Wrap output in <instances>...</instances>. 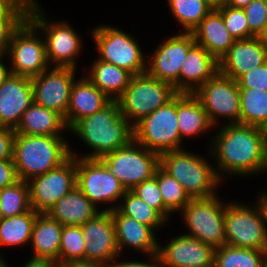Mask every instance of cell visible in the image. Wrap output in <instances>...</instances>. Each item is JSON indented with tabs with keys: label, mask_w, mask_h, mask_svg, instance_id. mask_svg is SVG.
Wrapping results in <instances>:
<instances>
[{
	"label": "cell",
	"mask_w": 267,
	"mask_h": 267,
	"mask_svg": "<svg viewBox=\"0 0 267 267\" xmlns=\"http://www.w3.org/2000/svg\"><path fill=\"white\" fill-rule=\"evenodd\" d=\"M14 138V129L0 127V161L13 158Z\"/></svg>",
	"instance_id": "f6af8a7d"
},
{
	"label": "cell",
	"mask_w": 267,
	"mask_h": 267,
	"mask_svg": "<svg viewBox=\"0 0 267 267\" xmlns=\"http://www.w3.org/2000/svg\"><path fill=\"white\" fill-rule=\"evenodd\" d=\"M102 160L126 190L152 178L160 165V156L134 139L126 146L106 154Z\"/></svg>",
	"instance_id": "52a82bcc"
},
{
	"label": "cell",
	"mask_w": 267,
	"mask_h": 267,
	"mask_svg": "<svg viewBox=\"0 0 267 267\" xmlns=\"http://www.w3.org/2000/svg\"><path fill=\"white\" fill-rule=\"evenodd\" d=\"M264 192L256 204L262 215L263 223L267 224V193ZM265 194V195H264Z\"/></svg>",
	"instance_id": "681fc988"
},
{
	"label": "cell",
	"mask_w": 267,
	"mask_h": 267,
	"mask_svg": "<svg viewBox=\"0 0 267 267\" xmlns=\"http://www.w3.org/2000/svg\"><path fill=\"white\" fill-rule=\"evenodd\" d=\"M70 146L61 136L15 133L13 161L18 179L29 181L55 169L70 157Z\"/></svg>",
	"instance_id": "3957f363"
},
{
	"label": "cell",
	"mask_w": 267,
	"mask_h": 267,
	"mask_svg": "<svg viewBox=\"0 0 267 267\" xmlns=\"http://www.w3.org/2000/svg\"><path fill=\"white\" fill-rule=\"evenodd\" d=\"M221 13L225 27L235 40L250 38V29L247 17L242 8L225 5L218 9Z\"/></svg>",
	"instance_id": "f35d334b"
},
{
	"label": "cell",
	"mask_w": 267,
	"mask_h": 267,
	"mask_svg": "<svg viewBox=\"0 0 267 267\" xmlns=\"http://www.w3.org/2000/svg\"><path fill=\"white\" fill-rule=\"evenodd\" d=\"M211 10H218L226 5L227 0H204Z\"/></svg>",
	"instance_id": "f5cc1de1"
},
{
	"label": "cell",
	"mask_w": 267,
	"mask_h": 267,
	"mask_svg": "<svg viewBox=\"0 0 267 267\" xmlns=\"http://www.w3.org/2000/svg\"><path fill=\"white\" fill-rule=\"evenodd\" d=\"M218 71V61L204 47L195 43L181 67L180 93L194 94Z\"/></svg>",
	"instance_id": "7402d4cb"
},
{
	"label": "cell",
	"mask_w": 267,
	"mask_h": 267,
	"mask_svg": "<svg viewBox=\"0 0 267 267\" xmlns=\"http://www.w3.org/2000/svg\"><path fill=\"white\" fill-rule=\"evenodd\" d=\"M224 226L226 245L261 251L267 242V228L257 206L225 205Z\"/></svg>",
	"instance_id": "8fae6325"
},
{
	"label": "cell",
	"mask_w": 267,
	"mask_h": 267,
	"mask_svg": "<svg viewBox=\"0 0 267 267\" xmlns=\"http://www.w3.org/2000/svg\"><path fill=\"white\" fill-rule=\"evenodd\" d=\"M260 38L263 40V43L267 46V27Z\"/></svg>",
	"instance_id": "9f6ffc18"
},
{
	"label": "cell",
	"mask_w": 267,
	"mask_h": 267,
	"mask_svg": "<svg viewBox=\"0 0 267 267\" xmlns=\"http://www.w3.org/2000/svg\"><path fill=\"white\" fill-rule=\"evenodd\" d=\"M168 3L173 16L182 25L185 33H192L211 11L204 0H168Z\"/></svg>",
	"instance_id": "d590c367"
},
{
	"label": "cell",
	"mask_w": 267,
	"mask_h": 267,
	"mask_svg": "<svg viewBox=\"0 0 267 267\" xmlns=\"http://www.w3.org/2000/svg\"><path fill=\"white\" fill-rule=\"evenodd\" d=\"M76 186L96 206L115 202L127 191L102 159L76 157Z\"/></svg>",
	"instance_id": "5bb4252c"
},
{
	"label": "cell",
	"mask_w": 267,
	"mask_h": 267,
	"mask_svg": "<svg viewBox=\"0 0 267 267\" xmlns=\"http://www.w3.org/2000/svg\"><path fill=\"white\" fill-rule=\"evenodd\" d=\"M36 1L33 0L28 10V19L45 31L46 56L48 63H56L55 67L75 69V57L79 53L81 41L78 35L66 22L47 24Z\"/></svg>",
	"instance_id": "7c38bea8"
},
{
	"label": "cell",
	"mask_w": 267,
	"mask_h": 267,
	"mask_svg": "<svg viewBox=\"0 0 267 267\" xmlns=\"http://www.w3.org/2000/svg\"><path fill=\"white\" fill-rule=\"evenodd\" d=\"M85 243V262L112 264L119 256L115 224L110 211H100L81 226ZM111 261V262H110Z\"/></svg>",
	"instance_id": "ac0fdd59"
},
{
	"label": "cell",
	"mask_w": 267,
	"mask_h": 267,
	"mask_svg": "<svg viewBox=\"0 0 267 267\" xmlns=\"http://www.w3.org/2000/svg\"><path fill=\"white\" fill-rule=\"evenodd\" d=\"M195 44L192 33H181L160 44L152 55L147 73L170 83L180 93V71L189 49Z\"/></svg>",
	"instance_id": "2e32d148"
},
{
	"label": "cell",
	"mask_w": 267,
	"mask_h": 267,
	"mask_svg": "<svg viewBox=\"0 0 267 267\" xmlns=\"http://www.w3.org/2000/svg\"><path fill=\"white\" fill-rule=\"evenodd\" d=\"M0 267H8L2 257H0Z\"/></svg>",
	"instance_id": "6f0895ef"
},
{
	"label": "cell",
	"mask_w": 267,
	"mask_h": 267,
	"mask_svg": "<svg viewBox=\"0 0 267 267\" xmlns=\"http://www.w3.org/2000/svg\"><path fill=\"white\" fill-rule=\"evenodd\" d=\"M250 29V38L261 37L267 27V2L253 0L243 8Z\"/></svg>",
	"instance_id": "60d3db41"
},
{
	"label": "cell",
	"mask_w": 267,
	"mask_h": 267,
	"mask_svg": "<svg viewBox=\"0 0 267 267\" xmlns=\"http://www.w3.org/2000/svg\"><path fill=\"white\" fill-rule=\"evenodd\" d=\"M36 29L27 18L14 32L7 53L12 60L13 75L31 78L48 68L45 40L37 37Z\"/></svg>",
	"instance_id": "4fadbf2b"
},
{
	"label": "cell",
	"mask_w": 267,
	"mask_h": 267,
	"mask_svg": "<svg viewBox=\"0 0 267 267\" xmlns=\"http://www.w3.org/2000/svg\"><path fill=\"white\" fill-rule=\"evenodd\" d=\"M33 102L31 78L12 74L0 85V127L15 130Z\"/></svg>",
	"instance_id": "ffe728a7"
},
{
	"label": "cell",
	"mask_w": 267,
	"mask_h": 267,
	"mask_svg": "<svg viewBox=\"0 0 267 267\" xmlns=\"http://www.w3.org/2000/svg\"><path fill=\"white\" fill-rule=\"evenodd\" d=\"M33 0H0V16H28Z\"/></svg>",
	"instance_id": "ee69618b"
},
{
	"label": "cell",
	"mask_w": 267,
	"mask_h": 267,
	"mask_svg": "<svg viewBox=\"0 0 267 267\" xmlns=\"http://www.w3.org/2000/svg\"><path fill=\"white\" fill-rule=\"evenodd\" d=\"M63 225L47 213H39L33 225L30 242L34 258H47L59 266L60 241Z\"/></svg>",
	"instance_id": "4316f807"
},
{
	"label": "cell",
	"mask_w": 267,
	"mask_h": 267,
	"mask_svg": "<svg viewBox=\"0 0 267 267\" xmlns=\"http://www.w3.org/2000/svg\"><path fill=\"white\" fill-rule=\"evenodd\" d=\"M92 33L100 53L99 60L124 68L132 75L146 73V59L131 35L110 26L97 27Z\"/></svg>",
	"instance_id": "9c48e42d"
},
{
	"label": "cell",
	"mask_w": 267,
	"mask_h": 267,
	"mask_svg": "<svg viewBox=\"0 0 267 267\" xmlns=\"http://www.w3.org/2000/svg\"><path fill=\"white\" fill-rule=\"evenodd\" d=\"M2 57L4 58V56H0V85L12 75L11 69H7L6 66H4L5 64L2 63Z\"/></svg>",
	"instance_id": "816d5d0a"
},
{
	"label": "cell",
	"mask_w": 267,
	"mask_h": 267,
	"mask_svg": "<svg viewBox=\"0 0 267 267\" xmlns=\"http://www.w3.org/2000/svg\"><path fill=\"white\" fill-rule=\"evenodd\" d=\"M194 95L213 125L217 122V116L228 117L231 124L240 123V90L234 79L218 71Z\"/></svg>",
	"instance_id": "9a60e30c"
},
{
	"label": "cell",
	"mask_w": 267,
	"mask_h": 267,
	"mask_svg": "<svg viewBox=\"0 0 267 267\" xmlns=\"http://www.w3.org/2000/svg\"><path fill=\"white\" fill-rule=\"evenodd\" d=\"M154 177L158 181L164 206L170 212L179 211V209L181 211L190 202L191 198L181 184L160 165L156 169Z\"/></svg>",
	"instance_id": "74e56055"
},
{
	"label": "cell",
	"mask_w": 267,
	"mask_h": 267,
	"mask_svg": "<svg viewBox=\"0 0 267 267\" xmlns=\"http://www.w3.org/2000/svg\"><path fill=\"white\" fill-rule=\"evenodd\" d=\"M0 209L3 217H10L29 212L31 208L29 185L18 180L0 190Z\"/></svg>",
	"instance_id": "e575fe53"
},
{
	"label": "cell",
	"mask_w": 267,
	"mask_h": 267,
	"mask_svg": "<svg viewBox=\"0 0 267 267\" xmlns=\"http://www.w3.org/2000/svg\"><path fill=\"white\" fill-rule=\"evenodd\" d=\"M131 191L149 206L156 209L166 220L170 211L164 206L157 179L152 178L135 185Z\"/></svg>",
	"instance_id": "ab89813d"
},
{
	"label": "cell",
	"mask_w": 267,
	"mask_h": 267,
	"mask_svg": "<svg viewBox=\"0 0 267 267\" xmlns=\"http://www.w3.org/2000/svg\"><path fill=\"white\" fill-rule=\"evenodd\" d=\"M64 128L68 127L61 114L33 102L14 131L24 135L60 136Z\"/></svg>",
	"instance_id": "83f0119b"
},
{
	"label": "cell",
	"mask_w": 267,
	"mask_h": 267,
	"mask_svg": "<svg viewBox=\"0 0 267 267\" xmlns=\"http://www.w3.org/2000/svg\"><path fill=\"white\" fill-rule=\"evenodd\" d=\"M192 34L195 43L204 47L218 62L235 42L227 31L218 10H211L192 31Z\"/></svg>",
	"instance_id": "d4e9b609"
},
{
	"label": "cell",
	"mask_w": 267,
	"mask_h": 267,
	"mask_svg": "<svg viewBox=\"0 0 267 267\" xmlns=\"http://www.w3.org/2000/svg\"><path fill=\"white\" fill-rule=\"evenodd\" d=\"M4 217H3V215H2V211H1V209H0V221L3 219Z\"/></svg>",
	"instance_id": "680465c9"
},
{
	"label": "cell",
	"mask_w": 267,
	"mask_h": 267,
	"mask_svg": "<svg viewBox=\"0 0 267 267\" xmlns=\"http://www.w3.org/2000/svg\"><path fill=\"white\" fill-rule=\"evenodd\" d=\"M215 249L187 235H180L166 247L159 245L157 257L161 267H208L214 262Z\"/></svg>",
	"instance_id": "d6986e66"
},
{
	"label": "cell",
	"mask_w": 267,
	"mask_h": 267,
	"mask_svg": "<svg viewBox=\"0 0 267 267\" xmlns=\"http://www.w3.org/2000/svg\"><path fill=\"white\" fill-rule=\"evenodd\" d=\"M111 101L87 78L74 82L71 87L68 111L64 117L67 127L70 129L77 121L100 111Z\"/></svg>",
	"instance_id": "603a6c76"
},
{
	"label": "cell",
	"mask_w": 267,
	"mask_h": 267,
	"mask_svg": "<svg viewBox=\"0 0 267 267\" xmlns=\"http://www.w3.org/2000/svg\"><path fill=\"white\" fill-rule=\"evenodd\" d=\"M66 267H112V264L94 263V262H73Z\"/></svg>",
	"instance_id": "f907efd6"
},
{
	"label": "cell",
	"mask_w": 267,
	"mask_h": 267,
	"mask_svg": "<svg viewBox=\"0 0 267 267\" xmlns=\"http://www.w3.org/2000/svg\"><path fill=\"white\" fill-rule=\"evenodd\" d=\"M215 267H263L262 253L251 248L223 245L214 251Z\"/></svg>",
	"instance_id": "836d02e7"
},
{
	"label": "cell",
	"mask_w": 267,
	"mask_h": 267,
	"mask_svg": "<svg viewBox=\"0 0 267 267\" xmlns=\"http://www.w3.org/2000/svg\"><path fill=\"white\" fill-rule=\"evenodd\" d=\"M131 76L126 69L98 59L86 78L112 101H117L127 88Z\"/></svg>",
	"instance_id": "f546056e"
},
{
	"label": "cell",
	"mask_w": 267,
	"mask_h": 267,
	"mask_svg": "<svg viewBox=\"0 0 267 267\" xmlns=\"http://www.w3.org/2000/svg\"><path fill=\"white\" fill-rule=\"evenodd\" d=\"M152 260H154L153 262L155 263H142V262H121V263H112V267H161L159 259L157 257V255L155 256H151Z\"/></svg>",
	"instance_id": "7dc6e473"
},
{
	"label": "cell",
	"mask_w": 267,
	"mask_h": 267,
	"mask_svg": "<svg viewBox=\"0 0 267 267\" xmlns=\"http://www.w3.org/2000/svg\"><path fill=\"white\" fill-rule=\"evenodd\" d=\"M237 82L239 88H255L267 91V62L245 73Z\"/></svg>",
	"instance_id": "7bdbcfd3"
},
{
	"label": "cell",
	"mask_w": 267,
	"mask_h": 267,
	"mask_svg": "<svg viewBox=\"0 0 267 267\" xmlns=\"http://www.w3.org/2000/svg\"><path fill=\"white\" fill-rule=\"evenodd\" d=\"M177 95L133 126V139L158 154L180 150Z\"/></svg>",
	"instance_id": "8992f818"
},
{
	"label": "cell",
	"mask_w": 267,
	"mask_h": 267,
	"mask_svg": "<svg viewBox=\"0 0 267 267\" xmlns=\"http://www.w3.org/2000/svg\"><path fill=\"white\" fill-rule=\"evenodd\" d=\"M110 213L115 224L119 252L126 245L144 251L150 256L158 254L159 244L155 240L152 228L136 221L134 218L122 215L116 208L111 210Z\"/></svg>",
	"instance_id": "cb8c5ba5"
},
{
	"label": "cell",
	"mask_w": 267,
	"mask_h": 267,
	"mask_svg": "<svg viewBox=\"0 0 267 267\" xmlns=\"http://www.w3.org/2000/svg\"><path fill=\"white\" fill-rule=\"evenodd\" d=\"M18 180L13 159L0 161V190Z\"/></svg>",
	"instance_id": "bcb514c9"
},
{
	"label": "cell",
	"mask_w": 267,
	"mask_h": 267,
	"mask_svg": "<svg viewBox=\"0 0 267 267\" xmlns=\"http://www.w3.org/2000/svg\"><path fill=\"white\" fill-rule=\"evenodd\" d=\"M225 205L219 201L217 195L191 199L182 209L185 223L191 233L185 235L197 238L214 249L226 245Z\"/></svg>",
	"instance_id": "ba28073f"
},
{
	"label": "cell",
	"mask_w": 267,
	"mask_h": 267,
	"mask_svg": "<svg viewBox=\"0 0 267 267\" xmlns=\"http://www.w3.org/2000/svg\"><path fill=\"white\" fill-rule=\"evenodd\" d=\"M31 77L34 103L65 117L74 83L75 69L54 67Z\"/></svg>",
	"instance_id": "e0dca14e"
},
{
	"label": "cell",
	"mask_w": 267,
	"mask_h": 267,
	"mask_svg": "<svg viewBox=\"0 0 267 267\" xmlns=\"http://www.w3.org/2000/svg\"><path fill=\"white\" fill-rule=\"evenodd\" d=\"M212 154L218 156L223 173H256L267 166V131L247 124L230 122L215 138Z\"/></svg>",
	"instance_id": "6da1fadb"
},
{
	"label": "cell",
	"mask_w": 267,
	"mask_h": 267,
	"mask_svg": "<svg viewBox=\"0 0 267 267\" xmlns=\"http://www.w3.org/2000/svg\"><path fill=\"white\" fill-rule=\"evenodd\" d=\"M251 1L253 0H227L226 5L243 9L248 6Z\"/></svg>",
	"instance_id": "db71d44e"
},
{
	"label": "cell",
	"mask_w": 267,
	"mask_h": 267,
	"mask_svg": "<svg viewBox=\"0 0 267 267\" xmlns=\"http://www.w3.org/2000/svg\"><path fill=\"white\" fill-rule=\"evenodd\" d=\"M261 253H262V265L263 267H267V242L261 249Z\"/></svg>",
	"instance_id": "11a10c76"
},
{
	"label": "cell",
	"mask_w": 267,
	"mask_h": 267,
	"mask_svg": "<svg viewBox=\"0 0 267 267\" xmlns=\"http://www.w3.org/2000/svg\"><path fill=\"white\" fill-rule=\"evenodd\" d=\"M98 213L97 207L76 186L58 200L47 214L63 226H82Z\"/></svg>",
	"instance_id": "484cf974"
},
{
	"label": "cell",
	"mask_w": 267,
	"mask_h": 267,
	"mask_svg": "<svg viewBox=\"0 0 267 267\" xmlns=\"http://www.w3.org/2000/svg\"><path fill=\"white\" fill-rule=\"evenodd\" d=\"M124 202L118 207H111L105 211H111L116 208L122 215L134 218L136 221L149 226L153 230L163 224L166 220L156 209L149 206L146 202L135 195L131 190L124 194Z\"/></svg>",
	"instance_id": "d6a6232c"
},
{
	"label": "cell",
	"mask_w": 267,
	"mask_h": 267,
	"mask_svg": "<svg viewBox=\"0 0 267 267\" xmlns=\"http://www.w3.org/2000/svg\"><path fill=\"white\" fill-rule=\"evenodd\" d=\"M267 62V46L260 37L235 40L221 58L219 72L237 81L242 75Z\"/></svg>",
	"instance_id": "44dd1931"
},
{
	"label": "cell",
	"mask_w": 267,
	"mask_h": 267,
	"mask_svg": "<svg viewBox=\"0 0 267 267\" xmlns=\"http://www.w3.org/2000/svg\"><path fill=\"white\" fill-rule=\"evenodd\" d=\"M160 166L181 184L191 199L215 196L214 188L221 180V172L201 156L183 149L174 150L160 155Z\"/></svg>",
	"instance_id": "277c9868"
},
{
	"label": "cell",
	"mask_w": 267,
	"mask_h": 267,
	"mask_svg": "<svg viewBox=\"0 0 267 267\" xmlns=\"http://www.w3.org/2000/svg\"><path fill=\"white\" fill-rule=\"evenodd\" d=\"M27 18L28 16H0V56L8 53L14 32Z\"/></svg>",
	"instance_id": "b9f144b4"
},
{
	"label": "cell",
	"mask_w": 267,
	"mask_h": 267,
	"mask_svg": "<svg viewBox=\"0 0 267 267\" xmlns=\"http://www.w3.org/2000/svg\"><path fill=\"white\" fill-rule=\"evenodd\" d=\"M70 157L55 169L29 181L31 208L37 213H48L64 195L76 187V155Z\"/></svg>",
	"instance_id": "30bf717a"
},
{
	"label": "cell",
	"mask_w": 267,
	"mask_h": 267,
	"mask_svg": "<svg viewBox=\"0 0 267 267\" xmlns=\"http://www.w3.org/2000/svg\"><path fill=\"white\" fill-rule=\"evenodd\" d=\"M85 262V243L81 226H63L60 252L59 267H66L73 262Z\"/></svg>",
	"instance_id": "8d00e7d4"
},
{
	"label": "cell",
	"mask_w": 267,
	"mask_h": 267,
	"mask_svg": "<svg viewBox=\"0 0 267 267\" xmlns=\"http://www.w3.org/2000/svg\"><path fill=\"white\" fill-rule=\"evenodd\" d=\"M177 94L173 85L158 80L146 72L131 76L127 88L117 102L122 115L127 120L131 119L132 126H134L142 118L168 103Z\"/></svg>",
	"instance_id": "5b68a950"
},
{
	"label": "cell",
	"mask_w": 267,
	"mask_h": 267,
	"mask_svg": "<svg viewBox=\"0 0 267 267\" xmlns=\"http://www.w3.org/2000/svg\"><path fill=\"white\" fill-rule=\"evenodd\" d=\"M38 214L31 209L20 215L4 217L0 221V245L17 246L28 243Z\"/></svg>",
	"instance_id": "1f68e13d"
},
{
	"label": "cell",
	"mask_w": 267,
	"mask_h": 267,
	"mask_svg": "<svg viewBox=\"0 0 267 267\" xmlns=\"http://www.w3.org/2000/svg\"><path fill=\"white\" fill-rule=\"evenodd\" d=\"M121 113L119 103L111 101L100 111L77 121L73 131L94 152L83 158L102 159L106 154L126 146L133 139V126Z\"/></svg>",
	"instance_id": "7a4b0ae2"
},
{
	"label": "cell",
	"mask_w": 267,
	"mask_h": 267,
	"mask_svg": "<svg viewBox=\"0 0 267 267\" xmlns=\"http://www.w3.org/2000/svg\"><path fill=\"white\" fill-rule=\"evenodd\" d=\"M177 118L181 139L203 133L213 125L200 100L189 93L177 94Z\"/></svg>",
	"instance_id": "f1b7e54d"
},
{
	"label": "cell",
	"mask_w": 267,
	"mask_h": 267,
	"mask_svg": "<svg viewBox=\"0 0 267 267\" xmlns=\"http://www.w3.org/2000/svg\"><path fill=\"white\" fill-rule=\"evenodd\" d=\"M24 267H59L57 262L47 258H31Z\"/></svg>",
	"instance_id": "c3c4849f"
},
{
	"label": "cell",
	"mask_w": 267,
	"mask_h": 267,
	"mask_svg": "<svg viewBox=\"0 0 267 267\" xmlns=\"http://www.w3.org/2000/svg\"><path fill=\"white\" fill-rule=\"evenodd\" d=\"M240 90V123L267 129V91L255 88Z\"/></svg>",
	"instance_id": "4dcf8cb0"
}]
</instances>
